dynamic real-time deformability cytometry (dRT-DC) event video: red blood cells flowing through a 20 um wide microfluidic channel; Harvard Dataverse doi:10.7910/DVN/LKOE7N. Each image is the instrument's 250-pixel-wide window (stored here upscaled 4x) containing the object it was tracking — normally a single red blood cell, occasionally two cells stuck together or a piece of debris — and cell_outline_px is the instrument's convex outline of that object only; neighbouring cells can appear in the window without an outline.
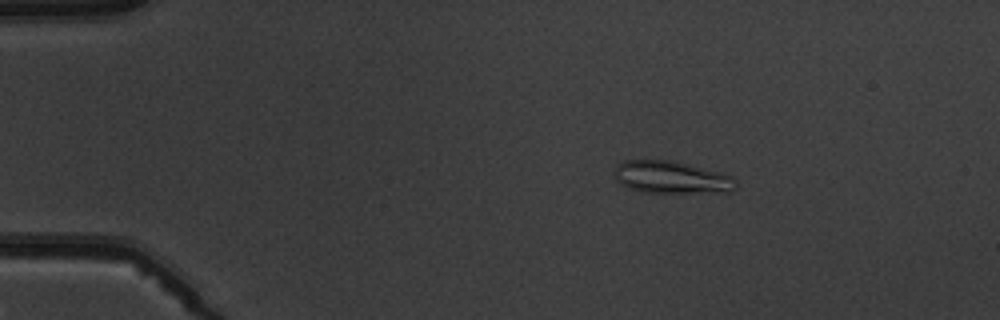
{"species": "common noctule bat (a hibernating species)", "species_latin": "Nyctalus noctula", "temperature_condition": "warm", "stored_images_in_passage": 5, "camera_frame_rate_fps": 3000, "um_per_image_px": 0.085, "animal": {"sex": "male", "body_mass_g": 19.5, "forearm_length_mm": 54.6}, "frame": {"image": 1, "passage_image": 3, "time_ms": 2.333, "image_size_px": [1000, 320], "cell_outline_px": [[736, 188], [732, 192], [644, 192], [628, 188], [620, 184], [616, 180], [616, 164], [624, 160], [672, 160], [732, 176], [736, 180]], "centroid_in_image_um": [57.06, 15.07], "position_along_channel_um": 27.9, "area_um2": 22.72}}